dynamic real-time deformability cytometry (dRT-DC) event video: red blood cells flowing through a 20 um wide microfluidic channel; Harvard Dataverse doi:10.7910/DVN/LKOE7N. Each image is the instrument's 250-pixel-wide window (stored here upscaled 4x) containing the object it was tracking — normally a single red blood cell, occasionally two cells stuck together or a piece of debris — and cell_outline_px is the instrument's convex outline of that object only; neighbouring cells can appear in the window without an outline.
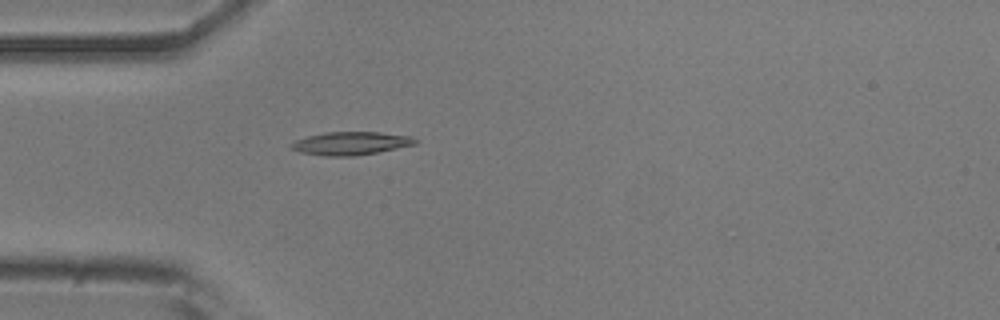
{"species": "common noctule bat (a hibernating species)", "species_latin": "Nyctalus noctula", "temperature_condition": "room temperature", "stored_images_in_passage": 34, "camera_frame_rate_fps": 3000, "um_per_image_px": 0.085, "animal": {"sex": "male", "body_mass_g": 20.5, "forearm_length_mm": 52.5}, "frame": {"image": 1, "passage_image": 1, "time_ms": 0.0, "image_size_px": [1000, 320], "cell_outline_px": [[420, 140], [416, 144], [376, 152], [352, 156], [324, 156], [300, 152], [292, 148], [288, 144], [296, 140], [308, 136], [324, 132], [380, 132], [412, 136]], "centroid_in_image_um": [29.83, 12.17], "position_along_channel_um": 55.2, "area_um2": 16.7}}
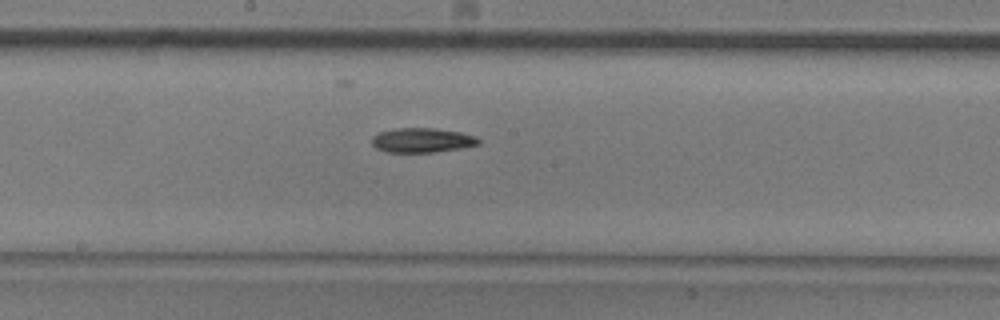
{"frame": {"image": 2, "passage_image": 14, "time_ms": 4.333, "image_size_px": [1000, 320], "cell_outline_px": [[480, 144], [460, 148], [436, 152], [384, 152], [376, 148], [372, 144], [372, 136], [380, 132], [396, 128], [436, 128], [460, 132], [476, 136], [480, 140]], "centroid_in_image_um": [35.87, 11.92], "position_along_channel_um": 212.3, "area_um2": 15.32}}
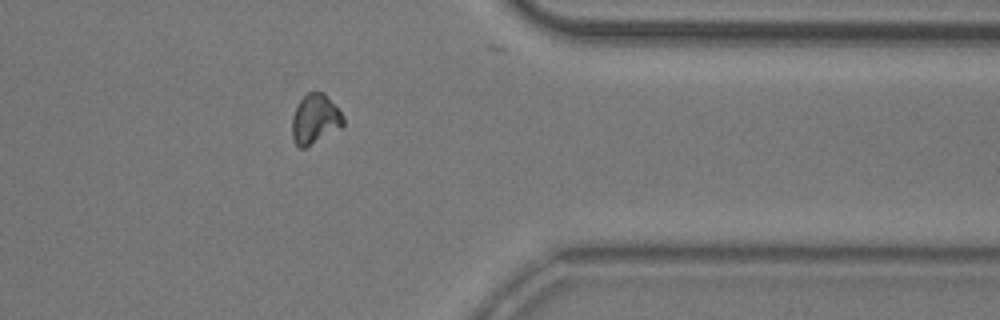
{"frame": {"image": 3, "passage_image": 29, "time_ms": 9.333, "image_size_px": [1000, 320], "cell_outline_px": [[344, 124], [340, 128], [304, 148], [300, 148], [296, 144], [292, 136], [292, 116], [296, 104], [308, 92], [324, 92], [344, 116]], "centroid_in_image_um": [26.76, 10.11], "position_along_channel_um": 384.6, "area_um2": 14.74}}